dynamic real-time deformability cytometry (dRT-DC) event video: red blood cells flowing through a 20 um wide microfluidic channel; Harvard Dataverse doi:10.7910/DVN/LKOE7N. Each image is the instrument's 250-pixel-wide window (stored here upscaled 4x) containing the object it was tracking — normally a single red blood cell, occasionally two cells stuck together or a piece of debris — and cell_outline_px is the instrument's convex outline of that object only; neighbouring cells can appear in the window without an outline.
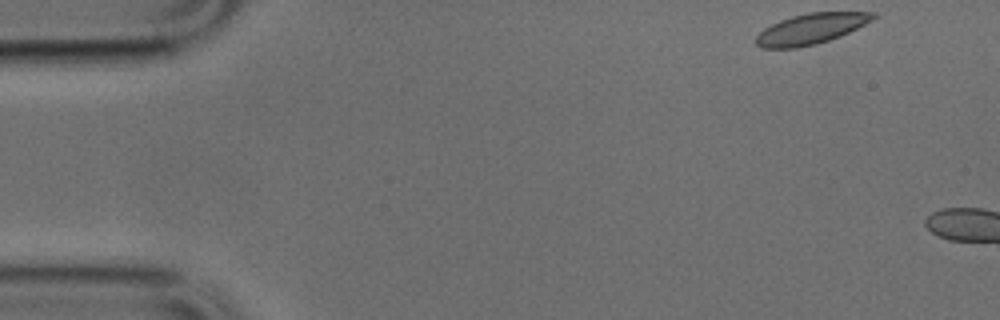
{"species": "common noctule bat (a hibernating species)", "species_latin": "Nyctalus noctula", "temperature_condition": "cold", "stored_images_in_passage": 3, "camera_frame_rate_fps": 3000, "um_per_image_px": 0.085, "animal": {"sex": "male", "body_mass_g": 17.9, "forearm_length_mm": 54.2}, "frame": {"image": 1, "passage_image": 1, "time_ms": 0.0, "image_size_px": [1000, 320], "cell_outline_px": [[876, 16], [872, 20], [840, 36], [816, 44], [796, 48], [764, 48], [756, 44], [756, 36], [764, 28], [780, 20], [792, 16], [808, 12], [876, 12]], "centroid_in_image_um": [68.91, 2.44], "position_along_channel_um": 16.1, "area_um2": 20.63}}